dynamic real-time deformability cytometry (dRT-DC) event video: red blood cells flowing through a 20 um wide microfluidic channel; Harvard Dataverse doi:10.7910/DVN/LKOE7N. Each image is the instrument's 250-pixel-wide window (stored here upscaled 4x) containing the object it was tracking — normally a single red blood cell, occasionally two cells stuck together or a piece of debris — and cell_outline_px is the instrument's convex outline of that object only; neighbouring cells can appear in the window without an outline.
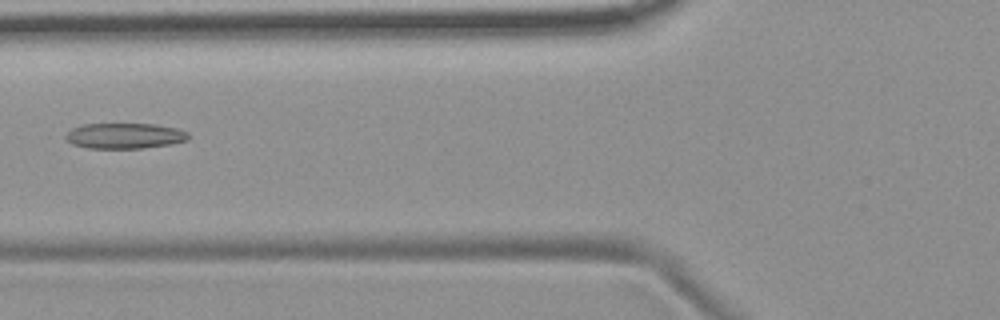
{"species": "common noctule bat (a hibernating species)", "species_latin": "Nyctalus noctula", "temperature_condition": "room temperature", "stored_images_in_passage": 7, "camera_frame_rate_fps": 3000, "um_per_image_px": 0.085, "animal": {"sex": "female", "body_mass_g": 19.9}, "frame": {"image": 1, "passage_image": 7, "time_ms": 7.0, "image_size_px": [1000, 320], "cell_outline_px": [[188, 140], [172, 144], [144, 148], [88, 148], [72, 144], [64, 136], [72, 128], [80, 124], [156, 124], [180, 128], [188, 132]], "centroid_in_image_um": [10.63, 11.54], "position_along_channel_um": 115.2, "area_um2": 18.44}}